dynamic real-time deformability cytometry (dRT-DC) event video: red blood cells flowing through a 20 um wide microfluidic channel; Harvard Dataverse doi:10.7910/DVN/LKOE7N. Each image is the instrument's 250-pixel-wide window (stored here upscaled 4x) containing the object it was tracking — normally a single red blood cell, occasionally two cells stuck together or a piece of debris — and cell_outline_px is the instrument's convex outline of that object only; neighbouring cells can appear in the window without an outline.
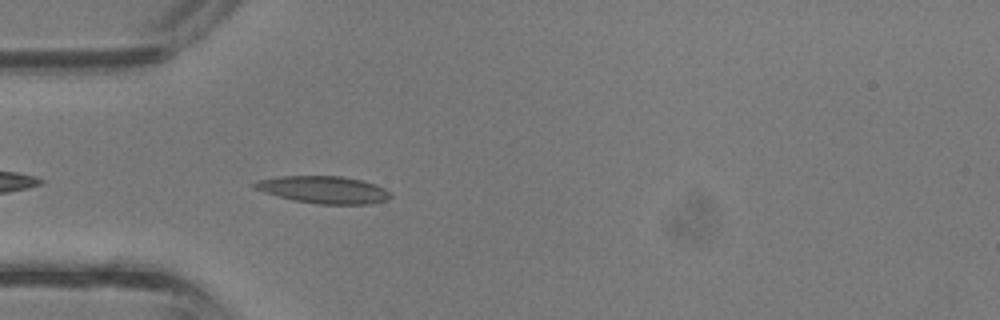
{"species": "common noctule bat (a hibernating species)", "species_latin": "Nyctalus noctula", "temperature_condition": "room temperature", "stored_images_in_passage": 28, "camera_frame_rate_fps": 3000, "um_per_image_px": 0.085, "animal": {"sex": "male", "body_mass_g": 13.3}, "frame": {"image": 1, "passage_image": 2, "time_ms": 0.333, "image_size_px": [1000, 320], "cell_outline_px": [[392, 196], [384, 200], [368, 204], [316, 204], [292, 200], [276, 196], [252, 188], [252, 184], [260, 180], [280, 176], [340, 176], [360, 180], [376, 184], [384, 188]], "centroid_in_image_um": [27.47, 16.13], "position_along_channel_um": 57.5, "area_um2": 21.5}}
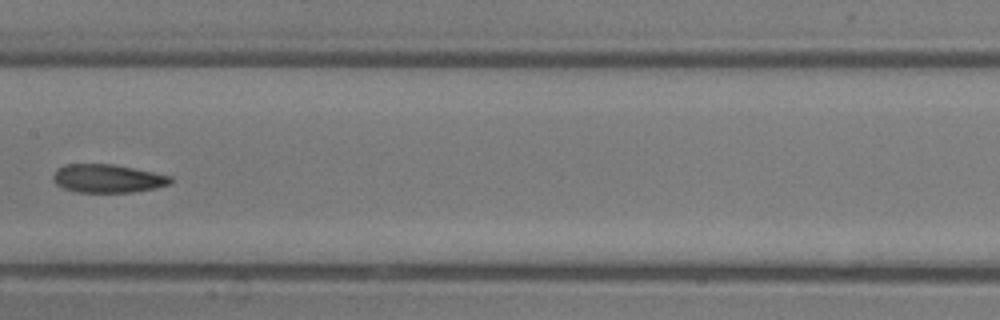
{"frame": {"image": 2, "passage_image": 10, "time_ms": 3.0, "image_size_px": [1000, 320], "cell_outline_px": [[172, 184], [156, 188], [132, 192], [76, 192], [64, 188], [56, 184], [52, 180], [52, 176], [56, 168], [64, 164], [112, 164], [172, 176]], "centroid_in_image_um": [9.12, 15.17], "position_along_channel_um": 198.3, "area_um2": 19.48}}
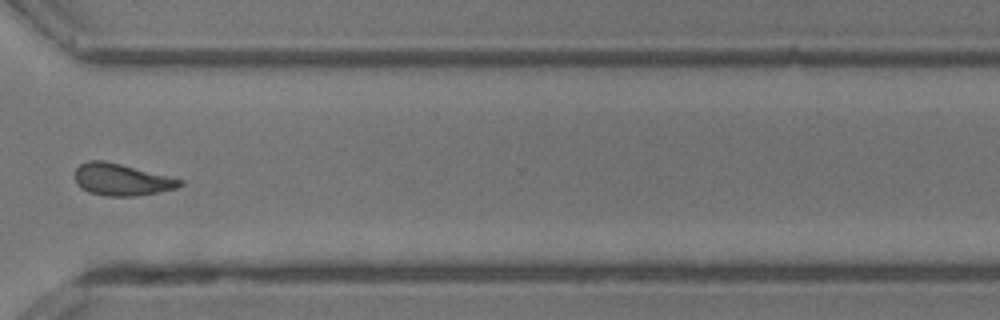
{"frame": {"image": 3, "passage_image": 19, "time_ms": 6.0, "image_size_px": [1000, 320], "cell_outline_px": [[184, 184], [176, 188], [136, 196], [104, 196], [88, 192], [76, 184], [76, 168], [80, 164], [88, 160], [104, 160], [184, 180]], "centroid_in_image_um": [10.31, 15.27], "position_along_channel_um": 360.3, "area_um2": 19.36}}